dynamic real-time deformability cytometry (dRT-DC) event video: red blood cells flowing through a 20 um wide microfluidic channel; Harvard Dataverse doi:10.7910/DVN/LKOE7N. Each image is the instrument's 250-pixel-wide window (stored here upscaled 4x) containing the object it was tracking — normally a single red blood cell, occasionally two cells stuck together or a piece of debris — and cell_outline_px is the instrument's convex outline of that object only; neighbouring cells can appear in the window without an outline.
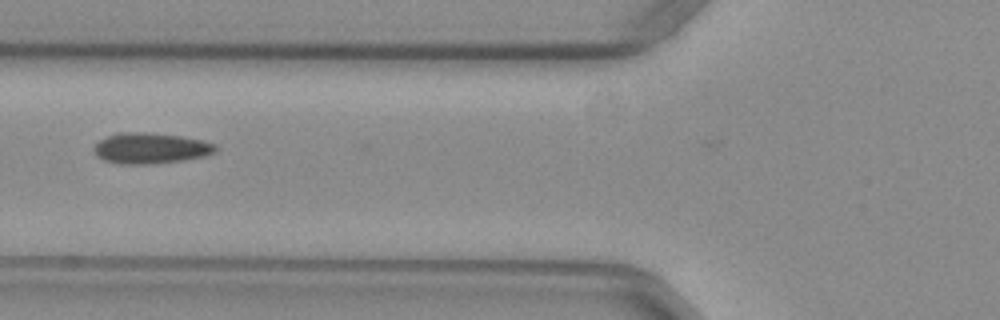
{"species": "common noctule bat (a hibernating species)", "species_latin": "Nyctalus noctula", "temperature_condition": "warm", "stored_images_in_passage": 29, "camera_frame_rate_fps": 3000, "um_per_image_px": 0.085, "animal": {"sex": "female", "body_mass_g": 29.2, "forearm_length_mm": 56.3}, "frame": {"image": 1, "passage_image": 9, "time_ms": 2.667, "image_size_px": [1000, 320], "cell_outline_px": [[216, 152], [204, 156], [180, 160], [148, 164], [120, 164], [104, 160], [96, 156], [92, 148], [100, 140], [116, 132], [144, 132], [180, 136], [200, 140], [216, 144]], "centroid_in_image_um": [12.75, 12.59], "position_along_channel_um": 113.0, "area_um2": 21.68}}
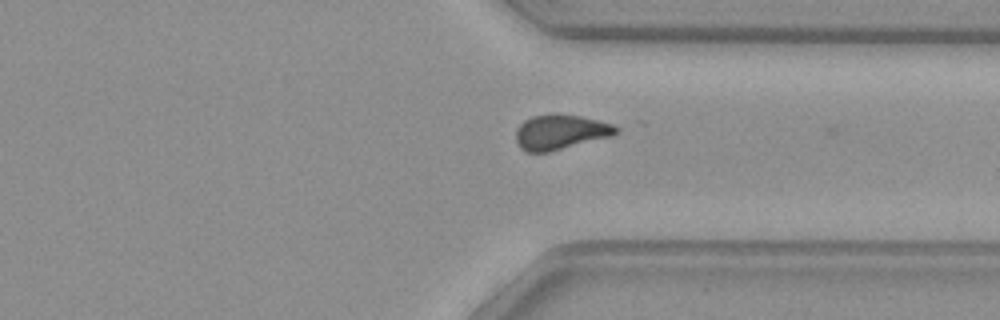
{"frame": {"image": 2, "passage_image": 28, "time_ms": 9.0, "image_size_px": [1000, 320], "cell_outline_px": [[620, 132], [612, 136], [548, 152], [528, 152], [520, 148], [516, 144], [516, 128], [524, 120], [532, 116], [580, 116], [612, 124], [620, 128]], "centroid_in_image_um": [47.63, 11.26], "position_along_channel_um": 363.8, "area_um2": 19.94}}